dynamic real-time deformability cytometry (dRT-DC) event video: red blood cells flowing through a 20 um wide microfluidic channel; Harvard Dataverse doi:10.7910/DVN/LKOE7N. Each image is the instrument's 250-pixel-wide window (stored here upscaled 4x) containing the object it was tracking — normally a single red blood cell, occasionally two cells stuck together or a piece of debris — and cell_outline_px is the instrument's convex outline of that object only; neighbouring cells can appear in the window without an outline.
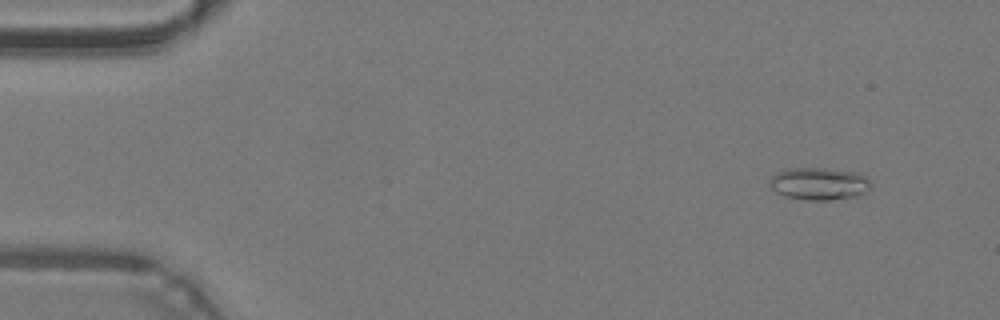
{"species": "common noctule bat (a hibernating species)", "species_latin": "Nyctalus noctula", "temperature_condition": "warm", "stored_images_in_passage": 48, "camera_frame_rate_fps": 3000, "um_per_image_px": 0.085, "animal": {"sex": "male", "body_mass_g": 19.2, "forearm_length_mm": 51.8}, "frame": {"image": 1, "passage_image": 5, "time_ms": 1.333, "image_size_px": [1000, 320], "cell_outline_px": [[872, 188], [856, 196], [828, 200], [808, 200], [784, 196], [776, 192], [768, 184], [768, 180], [776, 172], [788, 168], [824, 168], [856, 172], [868, 176], [872, 184]], "centroid_in_image_um": [69.62, 15.6], "position_along_channel_um": 15.4, "area_um2": 19.36}}
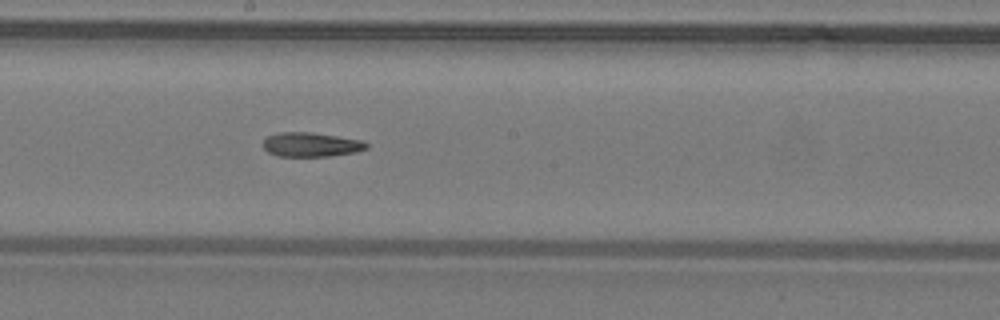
{"frame": {"image": 2, "passage_image": 27, "time_ms": 8.667, "image_size_px": [1000, 320], "cell_outline_px": [[368, 148], [356, 152], [328, 156], [276, 156], [268, 152], [264, 148], [264, 140], [268, 136], [280, 132], [308, 132], [364, 140], [368, 144]], "centroid_in_image_um": [26.46, 12.29], "position_along_channel_um": 221.7, "area_um2": 14.57}}
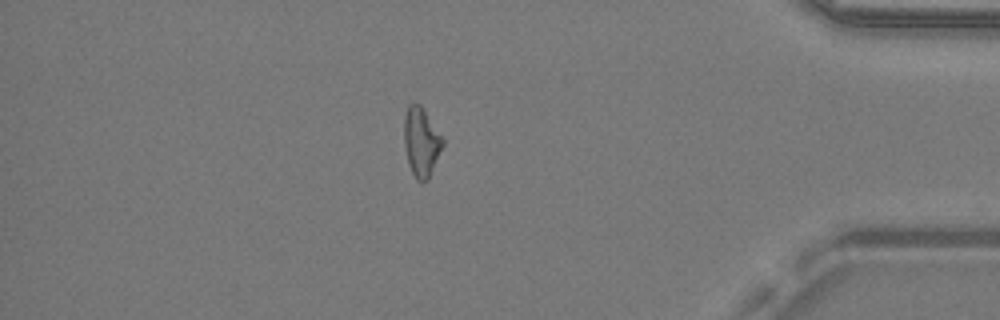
{"frame": {"image": 3, "passage_image": 42, "time_ms": 13.667, "image_size_px": [1000, 320], "cell_outline_px": [[444, 144], [428, 180], [416, 180], [408, 164], [404, 144], [404, 116], [408, 104], [412, 100], [420, 104], [444, 140]], "centroid_in_image_um": [35.78, 12.03], "position_along_channel_um": 399.4, "area_um2": 15.55}, "authors_computed_cell_mechanics": {"area_um2": 15.6349, "velocity_mm_per_s": 4.3129, "shape_relaxation_time_tau1_ms": null, "shape_relaxation_time_tau2_ms": 5.2101, "deformation_change_tau1": null, "deformation_change_tau2": 0.1645}}